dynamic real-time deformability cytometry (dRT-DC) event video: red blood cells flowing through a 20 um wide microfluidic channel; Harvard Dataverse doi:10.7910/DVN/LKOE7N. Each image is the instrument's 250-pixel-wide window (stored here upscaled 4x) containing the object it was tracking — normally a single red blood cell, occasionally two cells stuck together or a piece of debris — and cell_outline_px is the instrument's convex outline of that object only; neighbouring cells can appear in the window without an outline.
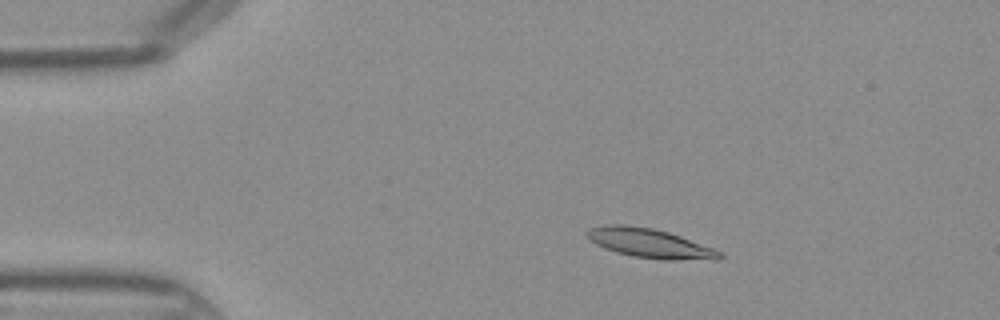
{"species": "Egyptian fruit bat (a non-hibernating species)", "species_latin": "Rousettus aegyptiacus", "temperature_condition": "warm", "stored_images_in_passage": 45, "camera_frame_rate_fps": 3000, "um_per_image_px": 0.085, "frame": {"image": 1, "passage_image": 8, "time_ms": 2.333, "image_size_px": [1000, 320], "cell_outline_px": [[724, 256], [720, 260], [660, 260], [632, 256], [616, 252], [604, 248], [588, 240], [584, 232], [588, 228], [604, 224], [624, 224], [652, 228], [668, 232], [680, 236], [712, 248], [720, 252]], "centroid_in_image_um": [55.18, 20.68], "position_along_channel_um": 29.8, "area_um2": 22.95}}
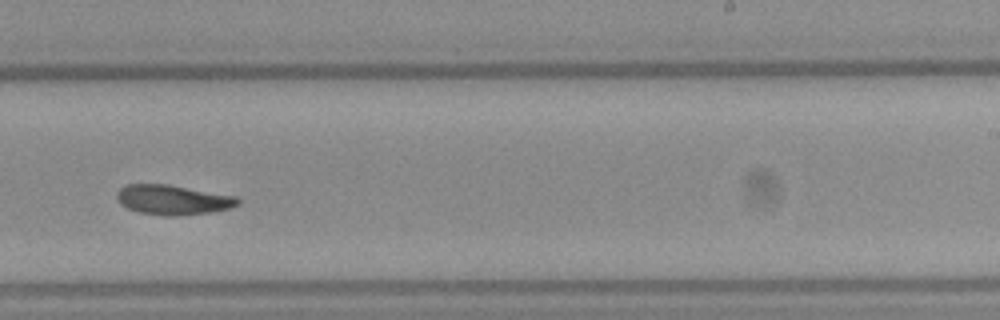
{"frame": {"image": 2, "passage_image": 28, "time_ms": 9.0, "image_size_px": [1000, 320], "cell_outline_px": [[240, 204], [228, 208], [208, 212], [168, 216], [140, 212], [128, 208], [120, 204], [116, 200], [116, 192], [120, 188], [128, 184], [168, 184], [236, 196], [240, 200]], "centroid_in_image_um": [14.66, 16.96], "position_along_channel_um": 274.3, "area_um2": 20.81}}
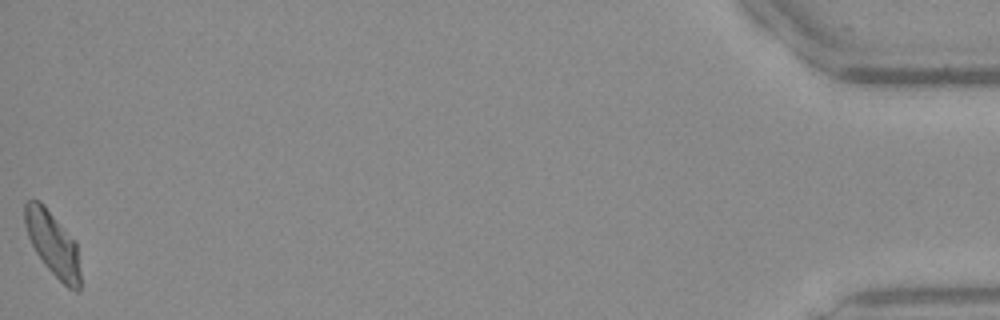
{"frame": {"image": 3, "passage_image": 45, "time_ms": 14.667, "image_size_px": [1000, 320], "cell_outline_px": [[80, 288], [76, 292], [68, 288], [44, 264], [36, 252], [28, 236], [24, 224], [24, 204], [28, 200], [40, 200], [44, 204], [76, 240], [80, 272]], "centroid_in_image_um": [4.49, 20.69], "position_along_channel_um": 430.7, "area_um2": 20.92}}